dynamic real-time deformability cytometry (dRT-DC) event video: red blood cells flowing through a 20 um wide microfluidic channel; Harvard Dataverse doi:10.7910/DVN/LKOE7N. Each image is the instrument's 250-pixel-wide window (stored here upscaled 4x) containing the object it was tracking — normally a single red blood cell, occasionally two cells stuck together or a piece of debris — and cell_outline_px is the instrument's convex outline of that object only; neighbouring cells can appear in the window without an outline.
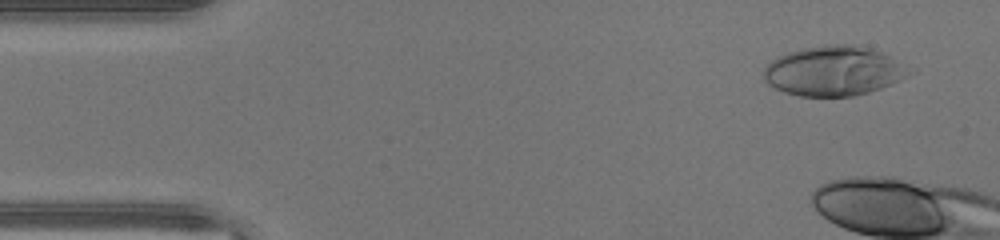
{"species": "human", "species_latin": "Homo sapiens", "temperature_condition": "warm", "stored_images_in_passage": 7, "camera_frame_rate_fps": 3000, "um_per_image_px": 0.085, "donor": {"sex": "male"}, "frame": {"image": 1, "passage_image": 4, "time_ms": 1.0, "image_size_px": [1000, 240], "cell_outline_px": [[916, 72], [900, 80], [880, 88], [868, 92], [852, 96], [800, 96], [784, 92], [768, 84], [764, 80], [764, 68], [776, 56], [800, 48], [824, 44], [852, 44], [872, 48], [916, 68]], "centroid_in_image_um": [70.92, 6.01], "position_along_channel_um": 14.1, "area_um2": 42.71}}